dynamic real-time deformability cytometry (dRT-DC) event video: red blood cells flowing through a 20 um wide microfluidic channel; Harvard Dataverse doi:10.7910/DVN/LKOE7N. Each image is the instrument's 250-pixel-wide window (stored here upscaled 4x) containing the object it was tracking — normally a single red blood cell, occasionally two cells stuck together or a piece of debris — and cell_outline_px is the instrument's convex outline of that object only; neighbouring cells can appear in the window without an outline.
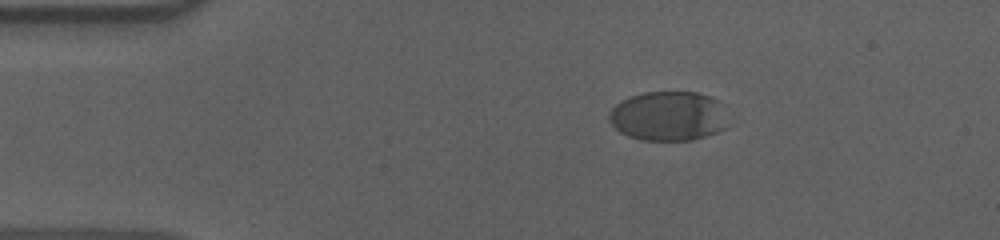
{"species": "human", "species_latin": "Homo sapiens", "temperature_condition": "cold", "stored_images_in_passage": 48, "camera_frame_rate_fps": 3000, "um_per_image_px": 0.085, "donor": {"sex": "male"}, "frame": {"image": 1, "passage_image": 1, "time_ms": 0.0, "image_size_px": [1000, 240], "cell_outline_px": [[728, 128], [692, 140], [640, 140], [628, 136], [620, 132], [608, 120], [608, 112], [620, 100], [644, 92], [696, 92], [712, 96], [720, 100]], "centroid_in_image_um": [56.8, 9.86], "position_along_channel_um": 28.2, "area_um2": 34.56}}
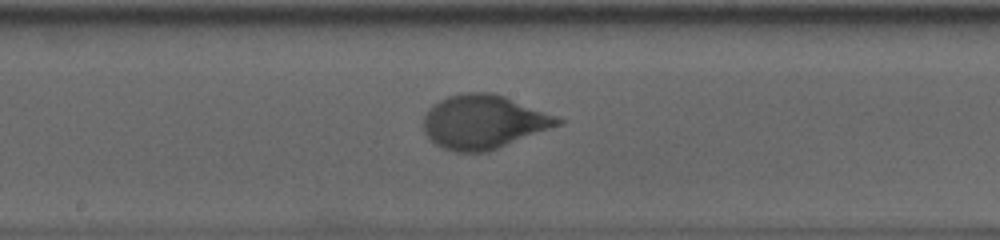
{"frame": {"image": 2, "passage_image": 21, "time_ms": 6.667, "image_size_px": [1000, 240], "cell_outline_px": [[564, 120], [560, 124], [488, 152], [456, 152], [444, 148], [428, 140], [424, 132], [424, 116], [428, 108], [432, 104], [448, 96], [468, 92], [492, 92], [504, 96], [556, 116]], "centroid_in_image_um": [41.05, 10.36], "position_along_channel_um": 207.2, "area_um2": 41.85}}
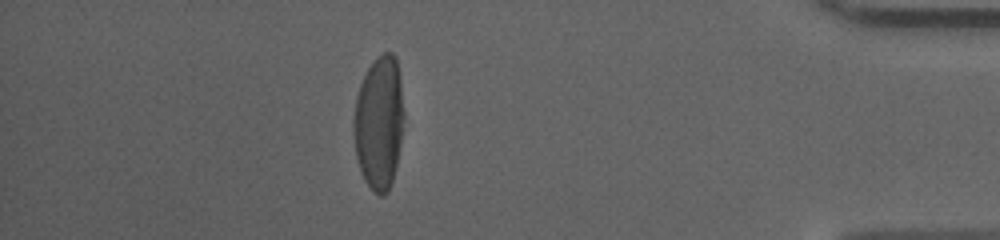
{"frame": {"image": 3, "passage_image": 41, "time_ms": 13.333, "image_size_px": [1000, 240], "cell_outline_px": [[404, 128], [396, 164], [392, 180], [388, 192], [384, 196], [380, 196], [364, 180], [360, 172], [356, 156], [352, 132], [352, 120], [356, 96], [360, 84], [368, 68], [376, 56], [384, 52], [392, 52], [396, 56], [400, 80], [404, 112]], "centroid_in_image_um": [32.21, 10.41], "position_along_channel_um": 403.0, "area_um2": 39.65}, "authors_computed_cell_mechanics": {"area_um2": 40.0265, "velocity_mm_per_s": 3.5943, "shape_relaxation_time_tau1_ms": 3.8033, "shape_relaxation_time_tau2_ms": null, "deformation_change_tau1": 0.187, "deformation_change_tau2": null}}